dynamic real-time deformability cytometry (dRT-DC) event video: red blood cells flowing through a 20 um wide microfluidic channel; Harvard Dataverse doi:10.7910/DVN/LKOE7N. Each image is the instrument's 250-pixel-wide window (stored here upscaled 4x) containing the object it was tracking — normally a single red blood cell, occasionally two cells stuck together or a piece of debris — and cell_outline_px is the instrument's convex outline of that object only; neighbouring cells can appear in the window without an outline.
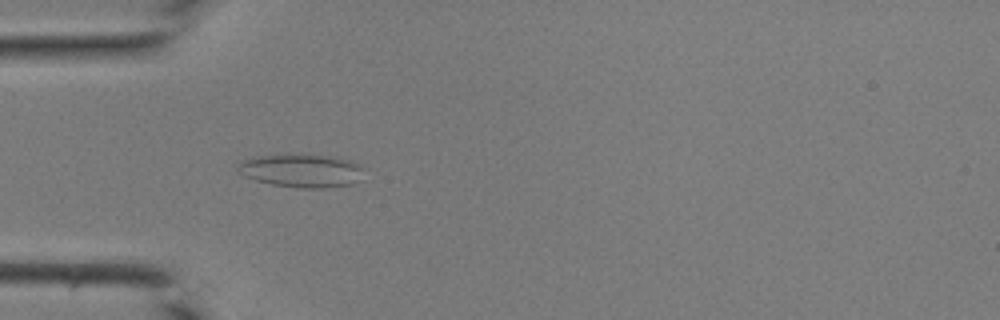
{"species": "common noctule bat (a hibernating species)", "species_latin": "Nyctalus noctula", "temperature_condition": "room temperature", "stored_images_in_passage": 28, "camera_frame_rate_fps": 3000, "um_per_image_px": 0.085, "animal": {"sex": "male", "body_mass_g": 19.0, "forearm_length_mm": 50.8}, "frame": {"image": 1, "passage_image": 2, "time_ms": 0.333, "image_size_px": [1000, 320], "cell_outline_px": [[360, 180], [352, 184], [320, 188], [300, 188], [272, 184], [256, 180], [244, 176], [236, 168], [236, 164], [240, 160], [256, 156], [276, 152], [300, 152], [340, 156], [352, 160], [360, 164]], "centroid_in_image_um": [25.58, 14.43], "position_along_channel_um": 59.4, "area_um2": 25.61}}
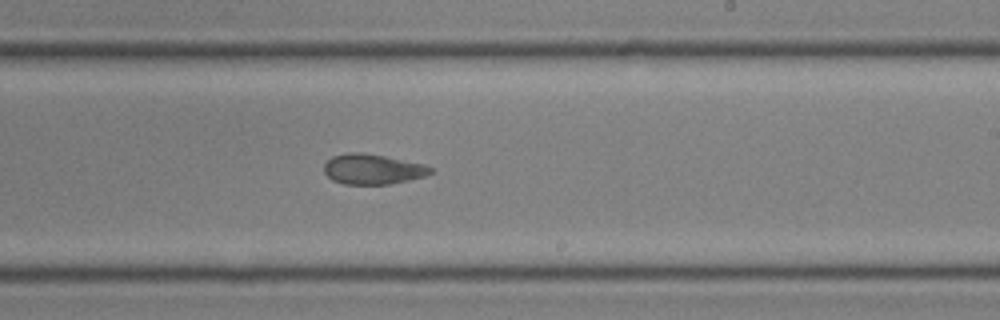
{"frame": {"image": 2, "passage_image": 15, "time_ms": 4.667, "image_size_px": [1000, 320], "cell_outline_px": [[432, 172], [424, 176], [408, 180], [388, 184], [344, 184], [332, 180], [324, 172], [324, 164], [332, 156], [352, 152], [360, 152], [384, 156], [424, 164], [432, 168]], "centroid_in_image_um": [31.65, 14.38], "position_along_channel_um": 257.4, "area_um2": 18.55}}
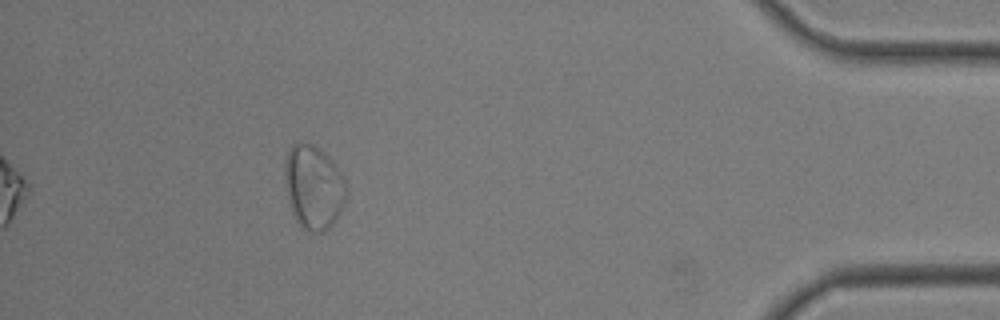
{"frame": {"image": 3, "passage_image": 28, "time_ms": 9.0, "image_size_px": [1000, 320], "cell_outline_px": [[348, 196], [336, 220], [324, 232], [312, 232], [304, 228], [296, 220], [292, 212], [284, 184], [284, 160], [288, 148], [292, 144], [300, 140], [312, 144], [320, 148], [336, 164], [344, 180]], "centroid_in_image_um": [26.64, 15.86], "position_along_channel_um": 408.6, "area_um2": 30.63}}